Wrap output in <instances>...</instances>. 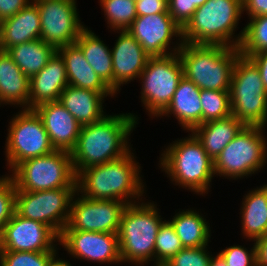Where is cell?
<instances>
[{
  "label": "cell",
  "mask_w": 267,
  "mask_h": 266,
  "mask_svg": "<svg viewBox=\"0 0 267 266\" xmlns=\"http://www.w3.org/2000/svg\"><path fill=\"white\" fill-rule=\"evenodd\" d=\"M139 118L130 112L108 113L100 121L82 126L76 146L70 152L75 174L90 166L120 159L134 149L129 141Z\"/></svg>",
  "instance_id": "cell-1"
},
{
  "label": "cell",
  "mask_w": 267,
  "mask_h": 266,
  "mask_svg": "<svg viewBox=\"0 0 267 266\" xmlns=\"http://www.w3.org/2000/svg\"><path fill=\"white\" fill-rule=\"evenodd\" d=\"M131 150L120 159L90 166L76 175V191L91 200H116L127 205L146 198L142 166Z\"/></svg>",
  "instance_id": "cell-2"
},
{
  "label": "cell",
  "mask_w": 267,
  "mask_h": 266,
  "mask_svg": "<svg viewBox=\"0 0 267 266\" xmlns=\"http://www.w3.org/2000/svg\"><path fill=\"white\" fill-rule=\"evenodd\" d=\"M164 148L160 153L158 167L167 174L170 183L198 196L205 197L211 192L212 180L216 177L214 160L192 132H188L187 137L164 145Z\"/></svg>",
  "instance_id": "cell-3"
},
{
  "label": "cell",
  "mask_w": 267,
  "mask_h": 266,
  "mask_svg": "<svg viewBox=\"0 0 267 266\" xmlns=\"http://www.w3.org/2000/svg\"><path fill=\"white\" fill-rule=\"evenodd\" d=\"M145 199L127 205L120 218L118 243L124 265L155 266V241L165 218L160 215L157 202Z\"/></svg>",
  "instance_id": "cell-4"
},
{
  "label": "cell",
  "mask_w": 267,
  "mask_h": 266,
  "mask_svg": "<svg viewBox=\"0 0 267 266\" xmlns=\"http://www.w3.org/2000/svg\"><path fill=\"white\" fill-rule=\"evenodd\" d=\"M243 14V0H208L182 28V41L239 48L244 27L239 34L235 31Z\"/></svg>",
  "instance_id": "cell-5"
},
{
  "label": "cell",
  "mask_w": 267,
  "mask_h": 266,
  "mask_svg": "<svg viewBox=\"0 0 267 266\" xmlns=\"http://www.w3.org/2000/svg\"><path fill=\"white\" fill-rule=\"evenodd\" d=\"M177 53L184 77L201 90H230L233 67L241 55L239 48L183 42Z\"/></svg>",
  "instance_id": "cell-6"
},
{
  "label": "cell",
  "mask_w": 267,
  "mask_h": 266,
  "mask_svg": "<svg viewBox=\"0 0 267 266\" xmlns=\"http://www.w3.org/2000/svg\"><path fill=\"white\" fill-rule=\"evenodd\" d=\"M265 127L244 126L214 159V173L222 179L242 180L258 174L267 164Z\"/></svg>",
  "instance_id": "cell-7"
},
{
  "label": "cell",
  "mask_w": 267,
  "mask_h": 266,
  "mask_svg": "<svg viewBox=\"0 0 267 266\" xmlns=\"http://www.w3.org/2000/svg\"><path fill=\"white\" fill-rule=\"evenodd\" d=\"M229 92L233 116L246 126L267 127V91L259 69L248 57L237 58Z\"/></svg>",
  "instance_id": "cell-8"
},
{
  "label": "cell",
  "mask_w": 267,
  "mask_h": 266,
  "mask_svg": "<svg viewBox=\"0 0 267 266\" xmlns=\"http://www.w3.org/2000/svg\"><path fill=\"white\" fill-rule=\"evenodd\" d=\"M9 175L16 191H44L76 187V174L72 166L71 153L64 150L29 158L19 163Z\"/></svg>",
  "instance_id": "cell-9"
},
{
  "label": "cell",
  "mask_w": 267,
  "mask_h": 266,
  "mask_svg": "<svg viewBox=\"0 0 267 266\" xmlns=\"http://www.w3.org/2000/svg\"><path fill=\"white\" fill-rule=\"evenodd\" d=\"M8 123L4 148L8 173L26 159L55 151L43 122L34 109H19Z\"/></svg>",
  "instance_id": "cell-10"
},
{
  "label": "cell",
  "mask_w": 267,
  "mask_h": 266,
  "mask_svg": "<svg viewBox=\"0 0 267 266\" xmlns=\"http://www.w3.org/2000/svg\"><path fill=\"white\" fill-rule=\"evenodd\" d=\"M183 76V66L178 53L149 57L138 81L141 84L142 107L152 120L170 104Z\"/></svg>",
  "instance_id": "cell-11"
},
{
  "label": "cell",
  "mask_w": 267,
  "mask_h": 266,
  "mask_svg": "<svg viewBox=\"0 0 267 266\" xmlns=\"http://www.w3.org/2000/svg\"><path fill=\"white\" fill-rule=\"evenodd\" d=\"M76 187L44 191H16L15 211L22 217L42 222L59 236L66 227Z\"/></svg>",
  "instance_id": "cell-12"
},
{
  "label": "cell",
  "mask_w": 267,
  "mask_h": 266,
  "mask_svg": "<svg viewBox=\"0 0 267 266\" xmlns=\"http://www.w3.org/2000/svg\"><path fill=\"white\" fill-rule=\"evenodd\" d=\"M40 13V39L56 49L74 44L86 27L77 0H32ZM83 23V24H82Z\"/></svg>",
  "instance_id": "cell-13"
},
{
  "label": "cell",
  "mask_w": 267,
  "mask_h": 266,
  "mask_svg": "<svg viewBox=\"0 0 267 266\" xmlns=\"http://www.w3.org/2000/svg\"><path fill=\"white\" fill-rule=\"evenodd\" d=\"M126 203L116 200H91L77 191L70 207L69 220L63 230L118 234Z\"/></svg>",
  "instance_id": "cell-14"
},
{
  "label": "cell",
  "mask_w": 267,
  "mask_h": 266,
  "mask_svg": "<svg viewBox=\"0 0 267 266\" xmlns=\"http://www.w3.org/2000/svg\"><path fill=\"white\" fill-rule=\"evenodd\" d=\"M127 31L150 57L177 53L183 44L182 29L169 13L137 16Z\"/></svg>",
  "instance_id": "cell-15"
},
{
  "label": "cell",
  "mask_w": 267,
  "mask_h": 266,
  "mask_svg": "<svg viewBox=\"0 0 267 266\" xmlns=\"http://www.w3.org/2000/svg\"><path fill=\"white\" fill-rule=\"evenodd\" d=\"M59 239L51 227L15 211L0 234V251L59 252Z\"/></svg>",
  "instance_id": "cell-16"
},
{
  "label": "cell",
  "mask_w": 267,
  "mask_h": 266,
  "mask_svg": "<svg viewBox=\"0 0 267 266\" xmlns=\"http://www.w3.org/2000/svg\"><path fill=\"white\" fill-rule=\"evenodd\" d=\"M59 246L67 251L72 259L97 263V265L121 264L118 234L63 230Z\"/></svg>",
  "instance_id": "cell-17"
},
{
  "label": "cell",
  "mask_w": 267,
  "mask_h": 266,
  "mask_svg": "<svg viewBox=\"0 0 267 266\" xmlns=\"http://www.w3.org/2000/svg\"><path fill=\"white\" fill-rule=\"evenodd\" d=\"M118 34L111 48L113 60V92L120 94L121 86L138 80L145 69L149 55L141 44L127 31H112Z\"/></svg>",
  "instance_id": "cell-18"
},
{
  "label": "cell",
  "mask_w": 267,
  "mask_h": 266,
  "mask_svg": "<svg viewBox=\"0 0 267 266\" xmlns=\"http://www.w3.org/2000/svg\"><path fill=\"white\" fill-rule=\"evenodd\" d=\"M34 110L41 118L55 150L71 152L82 127L74 116L59 101L42 103Z\"/></svg>",
  "instance_id": "cell-19"
},
{
  "label": "cell",
  "mask_w": 267,
  "mask_h": 266,
  "mask_svg": "<svg viewBox=\"0 0 267 266\" xmlns=\"http://www.w3.org/2000/svg\"><path fill=\"white\" fill-rule=\"evenodd\" d=\"M68 85L64 60L56 52L41 71L30 77L28 109H34L42 103L58 101Z\"/></svg>",
  "instance_id": "cell-20"
},
{
  "label": "cell",
  "mask_w": 267,
  "mask_h": 266,
  "mask_svg": "<svg viewBox=\"0 0 267 266\" xmlns=\"http://www.w3.org/2000/svg\"><path fill=\"white\" fill-rule=\"evenodd\" d=\"M200 88L184 76L179 81L177 89L167 108L157 117H174L183 131L191 132L202 124V107Z\"/></svg>",
  "instance_id": "cell-21"
},
{
  "label": "cell",
  "mask_w": 267,
  "mask_h": 266,
  "mask_svg": "<svg viewBox=\"0 0 267 266\" xmlns=\"http://www.w3.org/2000/svg\"><path fill=\"white\" fill-rule=\"evenodd\" d=\"M116 96L115 93H99L68 85L62 91L58 101L81 126H84L103 119L107 115V112L103 110L105 100L107 97L114 98Z\"/></svg>",
  "instance_id": "cell-22"
},
{
  "label": "cell",
  "mask_w": 267,
  "mask_h": 266,
  "mask_svg": "<svg viewBox=\"0 0 267 266\" xmlns=\"http://www.w3.org/2000/svg\"><path fill=\"white\" fill-rule=\"evenodd\" d=\"M41 22L38 7L30 2L14 16L0 22V48H9L40 39Z\"/></svg>",
  "instance_id": "cell-23"
},
{
  "label": "cell",
  "mask_w": 267,
  "mask_h": 266,
  "mask_svg": "<svg viewBox=\"0 0 267 266\" xmlns=\"http://www.w3.org/2000/svg\"><path fill=\"white\" fill-rule=\"evenodd\" d=\"M240 210L242 239L252 243L267 235V184L252 188L243 195Z\"/></svg>",
  "instance_id": "cell-24"
},
{
  "label": "cell",
  "mask_w": 267,
  "mask_h": 266,
  "mask_svg": "<svg viewBox=\"0 0 267 266\" xmlns=\"http://www.w3.org/2000/svg\"><path fill=\"white\" fill-rule=\"evenodd\" d=\"M30 78L13 61L7 51L0 50V107L28 109Z\"/></svg>",
  "instance_id": "cell-25"
},
{
  "label": "cell",
  "mask_w": 267,
  "mask_h": 266,
  "mask_svg": "<svg viewBox=\"0 0 267 266\" xmlns=\"http://www.w3.org/2000/svg\"><path fill=\"white\" fill-rule=\"evenodd\" d=\"M57 52L64 60L69 85L99 93H114L94 72L76 43L60 47Z\"/></svg>",
  "instance_id": "cell-26"
},
{
  "label": "cell",
  "mask_w": 267,
  "mask_h": 266,
  "mask_svg": "<svg viewBox=\"0 0 267 266\" xmlns=\"http://www.w3.org/2000/svg\"><path fill=\"white\" fill-rule=\"evenodd\" d=\"M244 126L239 119L231 115L224 119L203 123L191 132L201 142L206 153L214 160Z\"/></svg>",
  "instance_id": "cell-27"
},
{
  "label": "cell",
  "mask_w": 267,
  "mask_h": 266,
  "mask_svg": "<svg viewBox=\"0 0 267 266\" xmlns=\"http://www.w3.org/2000/svg\"><path fill=\"white\" fill-rule=\"evenodd\" d=\"M179 211L171 216L170 222L176 234L181 240L183 247H202L211 242V227L209 220L205 218L201 210L195 208L178 209ZM182 210V211H181Z\"/></svg>",
  "instance_id": "cell-28"
},
{
  "label": "cell",
  "mask_w": 267,
  "mask_h": 266,
  "mask_svg": "<svg viewBox=\"0 0 267 266\" xmlns=\"http://www.w3.org/2000/svg\"><path fill=\"white\" fill-rule=\"evenodd\" d=\"M75 43L81 48L85 59L94 72L113 91V60L109 45H106L101 37L96 35L88 26L80 32Z\"/></svg>",
  "instance_id": "cell-29"
},
{
  "label": "cell",
  "mask_w": 267,
  "mask_h": 266,
  "mask_svg": "<svg viewBox=\"0 0 267 266\" xmlns=\"http://www.w3.org/2000/svg\"><path fill=\"white\" fill-rule=\"evenodd\" d=\"M57 49L41 39L32 40L7 50L20 70L29 78L41 71Z\"/></svg>",
  "instance_id": "cell-30"
},
{
  "label": "cell",
  "mask_w": 267,
  "mask_h": 266,
  "mask_svg": "<svg viewBox=\"0 0 267 266\" xmlns=\"http://www.w3.org/2000/svg\"><path fill=\"white\" fill-rule=\"evenodd\" d=\"M108 30L125 31L137 17L135 0H98Z\"/></svg>",
  "instance_id": "cell-31"
},
{
  "label": "cell",
  "mask_w": 267,
  "mask_h": 266,
  "mask_svg": "<svg viewBox=\"0 0 267 266\" xmlns=\"http://www.w3.org/2000/svg\"><path fill=\"white\" fill-rule=\"evenodd\" d=\"M248 21L239 46L244 57L267 50V15L252 17Z\"/></svg>",
  "instance_id": "cell-32"
},
{
  "label": "cell",
  "mask_w": 267,
  "mask_h": 266,
  "mask_svg": "<svg viewBox=\"0 0 267 266\" xmlns=\"http://www.w3.org/2000/svg\"><path fill=\"white\" fill-rule=\"evenodd\" d=\"M202 124L227 118L232 115L230 92L218 90H200Z\"/></svg>",
  "instance_id": "cell-33"
},
{
  "label": "cell",
  "mask_w": 267,
  "mask_h": 266,
  "mask_svg": "<svg viewBox=\"0 0 267 266\" xmlns=\"http://www.w3.org/2000/svg\"><path fill=\"white\" fill-rule=\"evenodd\" d=\"M183 248L173 225L169 219H165L159 227L155 241V266H163Z\"/></svg>",
  "instance_id": "cell-34"
},
{
  "label": "cell",
  "mask_w": 267,
  "mask_h": 266,
  "mask_svg": "<svg viewBox=\"0 0 267 266\" xmlns=\"http://www.w3.org/2000/svg\"><path fill=\"white\" fill-rule=\"evenodd\" d=\"M58 253L0 251V266H48Z\"/></svg>",
  "instance_id": "cell-35"
},
{
  "label": "cell",
  "mask_w": 267,
  "mask_h": 266,
  "mask_svg": "<svg viewBox=\"0 0 267 266\" xmlns=\"http://www.w3.org/2000/svg\"><path fill=\"white\" fill-rule=\"evenodd\" d=\"M16 185L6 173L0 176V234L15 212Z\"/></svg>",
  "instance_id": "cell-36"
},
{
  "label": "cell",
  "mask_w": 267,
  "mask_h": 266,
  "mask_svg": "<svg viewBox=\"0 0 267 266\" xmlns=\"http://www.w3.org/2000/svg\"><path fill=\"white\" fill-rule=\"evenodd\" d=\"M209 245L183 248L163 266H210L212 252Z\"/></svg>",
  "instance_id": "cell-37"
},
{
  "label": "cell",
  "mask_w": 267,
  "mask_h": 266,
  "mask_svg": "<svg viewBox=\"0 0 267 266\" xmlns=\"http://www.w3.org/2000/svg\"><path fill=\"white\" fill-rule=\"evenodd\" d=\"M251 248L234 244L218 252L226 261L227 266H256V246Z\"/></svg>",
  "instance_id": "cell-38"
},
{
  "label": "cell",
  "mask_w": 267,
  "mask_h": 266,
  "mask_svg": "<svg viewBox=\"0 0 267 266\" xmlns=\"http://www.w3.org/2000/svg\"><path fill=\"white\" fill-rule=\"evenodd\" d=\"M168 13L181 29L191 19V0H168Z\"/></svg>",
  "instance_id": "cell-39"
},
{
  "label": "cell",
  "mask_w": 267,
  "mask_h": 266,
  "mask_svg": "<svg viewBox=\"0 0 267 266\" xmlns=\"http://www.w3.org/2000/svg\"><path fill=\"white\" fill-rule=\"evenodd\" d=\"M137 16L168 13V0H135Z\"/></svg>",
  "instance_id": "cell-40"
},
{
  "label": "cell",
  "mask_w": 267,
  "mask_h": 266,
  "mask_svg": "<svg viewBox=\"0 0 267 266\" xmlns=\"http://www.w3.org/2000/svg\"><path fill=\"white\" fill-rule=\"evenodd\" d=\"M32 0H0V22L14 16Z\"/></svg>",
  "instance_id": "cell-41"
},
{
  "label": "cell",
  "mask_w": 267,
  "mask_h": 266,
  "mask_svg": "<svg viewBox=\"0 0 267 266\" xmlns=\"http://www.w3.org/2000/svg\"><path fill=\"white\" fill-rule=\"evenodd\" d=\"M243 12L247 18L267 15V0H243Z\"/></svg>",
  "instance_id": "cell-42"
},
{
  "label": "cell",
  "mask_w": 267,
  "mask_h": 266,
  "mask_svg": "<svg viewBox=\"0 0 267 266\" xmlns=\"http://www.w3.org/2000/svg\"><path fill=\"white\" fill-rule=\"evenodd\" d=\"M248 58L257 66L261 74L264 88L267 91V50L251 54Z\"/></svg>",
  "instance_id": "cell-43"
},
{
  "label": "cell",
  "mask_w": 267,
  "mask_h": 266,
  "mask_svg": "<svg viewBox=\"0 0 267 266\" xmlns=\"http://www.w3.org/2000/svg\"><path fill=\"white\" fill-rule=\"evenodd\" d=\"M256 246V266H267V235L254 241Z\"/></svg>",
  "instance_id": "cell-44"
},
{
  "label": "cell",
  "mask_w": 267,
  "mask_h": 266,
  "mask_svg": "<svg viewBox=\"0 0 267 266\" xmlns=\"http://www.w3.org/2000/svg\"><path fill=\"white\" fill-rule=\"evenodd\" d=\"M210 266H227V265H226V261L217 252L216 255L213 253L211 257Z\"/></svg>",
  "instance_id": "cell-45"
},
{
  "label": "cell",
  "mask_w": 267,
  "mask_h": 266,
  "mask_svg": "<svg viewBox=\"0 0 267 266\" xmlns=\"http://www.w3.org/2000/svg\"><path fill=\"white\" fill-rule=\"evenodd\" d=\"M48 266H73L70 261L60 258L58 255L49 263Z\"/></svg>",
  "instance_id": "cell-46"
},
{
  "label": "cell",
  "mask_w": 267,
  "mask_h": 266,
  "mask_svg": "<svg viewBox=\"0 0 267 266\" xmlns=\"http://www.w3.org/2000/svg\"><path fill=\"white\" fill-rule=\"evenodd\" d=\"M208 0H191V18L193 16V13L195 10L199 7L205 4Z\"/></svg>",
  "instance_id": "cell-47"
}]
</instances>
